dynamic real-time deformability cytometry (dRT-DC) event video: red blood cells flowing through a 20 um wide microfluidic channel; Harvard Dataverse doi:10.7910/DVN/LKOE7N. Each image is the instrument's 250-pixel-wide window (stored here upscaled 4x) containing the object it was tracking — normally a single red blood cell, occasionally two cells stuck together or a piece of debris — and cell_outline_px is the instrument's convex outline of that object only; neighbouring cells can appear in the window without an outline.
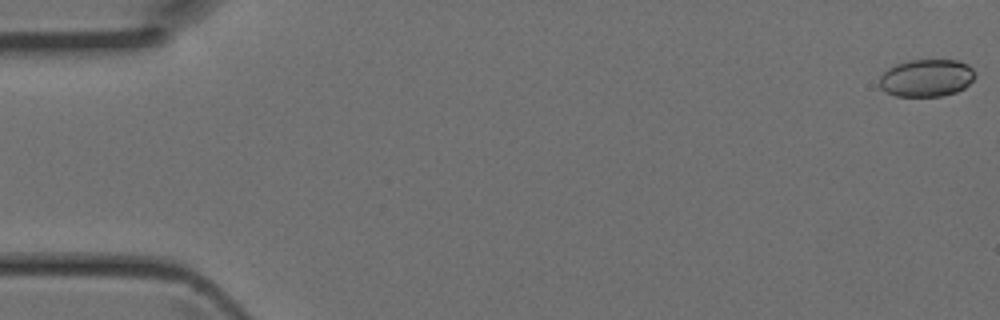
{"species": "Egyptian fruit bat (a non-hibernating species)", "species_latin": "Rousettus aegyptiacus", "temperature_condition": "room temperature", "stored_images_in_passage": 11, "camera_frame_rate_fps": 3000, "um_per_image_px": 0.085, "animal": {"sex": "female"}, "frame": {"image": 1, "passage_image": 1, "time_ms": 0.0, "image_size_px": [1000, 320], "cell_outline_px": [[976, 76], [964, 88], [956, 92], [940, 96], [896, 96], [880, 88], [880, 76], [888, 68], [896, 64], [908, 60], [960, 60], [968, 64], [976, 72]], "centroid_in_image_um": [78.78, 6.61], "position_along_channel_um": 6.2, "area_um2": 20.92}}